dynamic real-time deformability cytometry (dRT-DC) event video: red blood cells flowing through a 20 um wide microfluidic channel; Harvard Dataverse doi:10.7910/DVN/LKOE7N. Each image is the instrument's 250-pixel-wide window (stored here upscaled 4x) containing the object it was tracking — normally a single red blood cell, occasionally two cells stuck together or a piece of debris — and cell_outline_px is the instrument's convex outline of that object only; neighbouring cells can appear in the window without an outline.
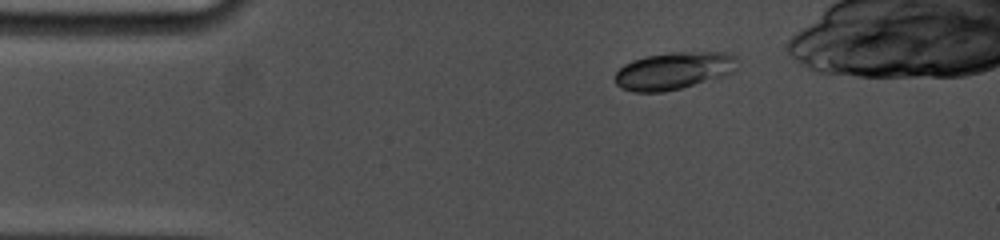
{"species": "common noctule bat (a hibernating species)", "species_latin": "Nyctalus noctula", "temperature_condition": "cold", "stored_images_in_passage": 4, "camera_frame_rate_fps": 5000, "um_per_image_px": 0.085, "animal": {"sex": "female", "body_mass_g": 19.0, "forearm_length_mm": 53.3}, "frame": {"image": 1, "passage_image": 1, "time_ms": 0.0, "image_size_px": [1000, 240], "cell_outline_px": [[740, 60], [736, 72], [724, 76], [680, 88], [664, 92], [632, 92], [620, 88], [616, 84], [616, 72], [624, 64], [632, 60], [648, 56], [668, 52], [724, 52], [736, 56]], "centroid_in_image_um": [57.32, 6.01], "position_along_channel_um": 27.7, "area_um2": 26.93}}
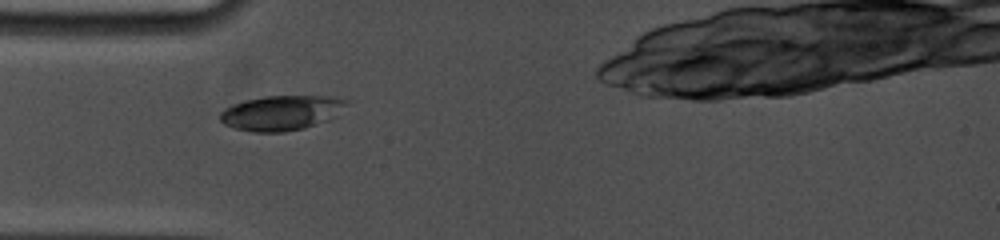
{"frame": {"image": 2, "passage_image": 3, "time_ms": 2.2, "image_size_px": [1000, 240], "cell_outline_px": [[348, 104], [340, 116], [304, 128], [284, 132], [256, 132], [232, 128], [224, 124], [220, 120], [220, 112], [224, 108], [232, 104], [244, 100], [264, 96], [332, 96], [348, 100]], "centroid_in_image_um": [23.95, 9.59], "position_along_channel_um": 61.0, "area_um2": 26.13}}
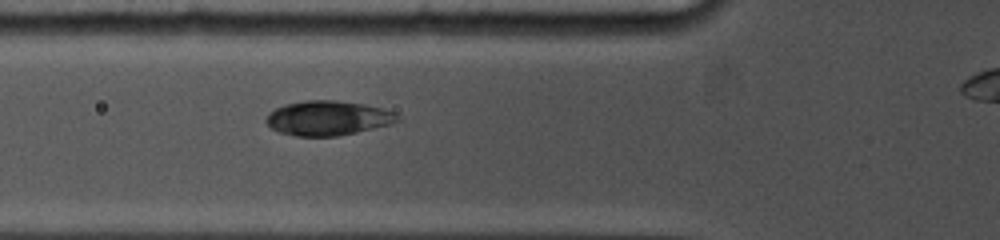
{"frame": {"image": 3, "passage_image": 4, "time_ms": 3.2, "image_size_px": [1000, 240], "cell_outline_px": [[400, 120], [388, 124], [356, 132], [336, 136], [296, 136], [280, 132], [272, 128], [264, 120], [268, 112], [284, 104], [308, 100], [336, 100], [364, 104], [380, 108], [392, 112], [400, 116]], "centroid_in_image_um": [27.82, 10.03], "position_along_channel_um": 98.0, "area_um2": 26.24}}